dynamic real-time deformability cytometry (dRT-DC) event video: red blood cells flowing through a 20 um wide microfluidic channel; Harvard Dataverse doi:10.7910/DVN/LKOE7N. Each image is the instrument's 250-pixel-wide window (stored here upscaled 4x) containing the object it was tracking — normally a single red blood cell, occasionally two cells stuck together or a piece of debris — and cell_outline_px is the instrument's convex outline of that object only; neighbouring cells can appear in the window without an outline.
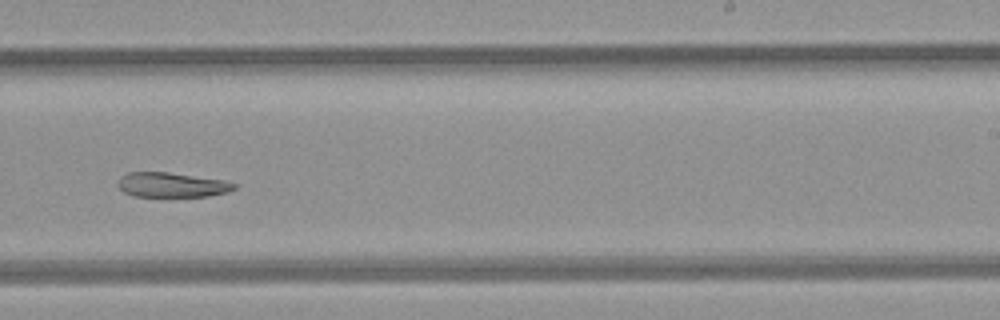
{"species": "common noctule bat (a hibernating species)", "species_latin": "Nyctalus noctula", "temperature_condition": "room temperature", "stored_images_in_passage": 44, "camera_frame_rate_fps": 3000, "um_per_image_px": 0.085, "animal": {"sex": "female", "body_mass_g": 21.9}, "frame": {"image": 1, "passage_image": 26, "time_ms": 8.333, "image_size_px": [1000, 320], "cell_outline_px": [[236, 188], [228, 192], [208, 196], [132, 196], [124, 192], [116, 184], [120, 176], [128, 172], [168, 172], [220, 180], [236, 184]], "centroid_in_image_um": [14.54, 15.71], "position_along_channel_um": 274.5, "area_um2": 16.59}}